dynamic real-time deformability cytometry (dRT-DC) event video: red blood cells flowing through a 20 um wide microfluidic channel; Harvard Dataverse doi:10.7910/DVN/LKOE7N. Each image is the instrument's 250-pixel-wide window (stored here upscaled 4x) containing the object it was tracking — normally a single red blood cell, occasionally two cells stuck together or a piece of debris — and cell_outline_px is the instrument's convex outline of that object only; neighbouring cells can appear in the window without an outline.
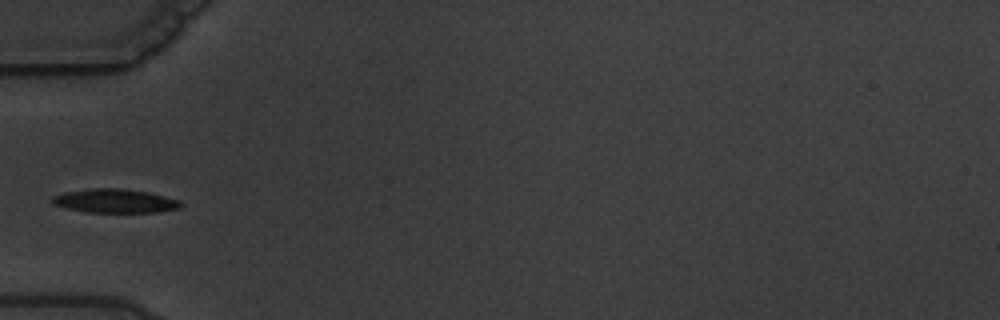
{"species": "common noctule bat (a hibernating species)", "species_latin": "Nyctalus noctula", "temperature_condition": "warm", "stored_images_in_passage": 3, "camera_frame_rate_fps": 3000, "um_per_image_px": 0.085, "animal": {"sex": "male", "body_mass_g": 19.5, "forearm_length_mm": 54.6}, "frame": {"image": 1, "passage_image": 3, "time_ms": 2.333, "image_size_px": [1000, 320], "cell_outline_px": [[184, 204], [180, 208], [156, 212], [88, 212], [68, 208], [52, 204], [52, 196], [64, 192], [92, 188], [120, 188], [148, 192], [180, 200]], "centroid_in_image_um": [9.79, 17.07], "position_along_channel_um": 75.2, "area_um2": 17.8}}